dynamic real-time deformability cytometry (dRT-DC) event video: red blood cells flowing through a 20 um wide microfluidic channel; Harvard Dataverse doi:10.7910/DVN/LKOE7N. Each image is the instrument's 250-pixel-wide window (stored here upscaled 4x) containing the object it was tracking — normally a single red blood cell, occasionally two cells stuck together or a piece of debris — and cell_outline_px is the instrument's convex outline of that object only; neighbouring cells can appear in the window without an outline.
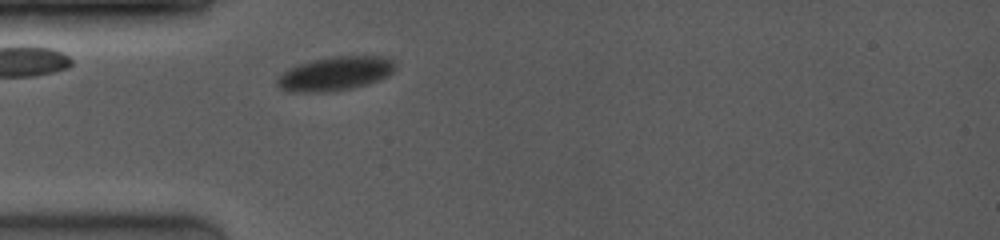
{"species": "common noctule bat (a hibernating species)", "species_latin": "Nyctalus noctula", "temperature_condition": "room temperature", "stored_images_in_passage": 53, "camera_frame_rate_fps": 4000, "um_per_image_px": 0.085, "animal": {"sex": "female", "body_mass_g": 19.0, "forearm_length_mm": 53.3}, "frame": {"image": 1, "passage_image": 1, "time_ms": 0.0, "image_size_px": [1000, 240], "cell_outline_px": [[396, 68], [388, 76], [380, 80], [368, 84], [352, 88], [332, 92], [284, 92], [276, 84], [276, 80], [284, 72], [300, 64], [316, 60], [340, 56], [380, 56], [392, 60], [396, 64]], "centroid_in_image_um": [28.52, 6.29], "position_along_channel_um": 56.5, "area_um2": 23.24}}
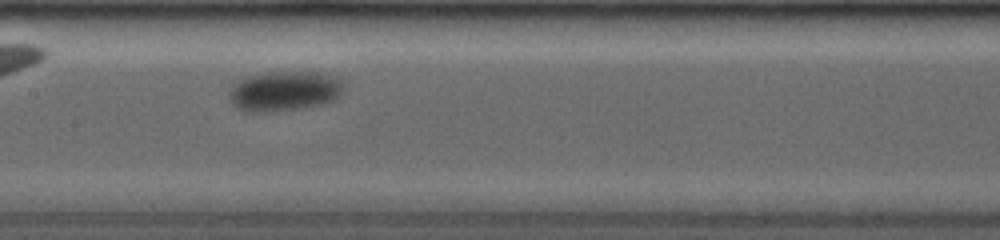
{"frame": {"image": 2, "passage_image": 13, "time_ms": 3.5, "image_size_px": [1000, 240], "cell_outline_px": [[340, 96], [336, 100], [324, 104], [276, 112], [244, 112], [236, 108], [232, 104], [228, 96], [228, 92], [232, 88], [244, 80], [256, 76], [292, 72], [320, 76], [336, 80], [340, 84]], "centroid_in_image_um": [24.08, 7.85], "position_along_channel_um": 183.3, "area_um2": 25.09}}
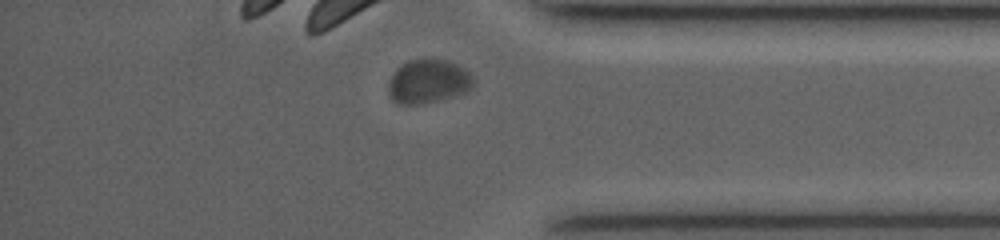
{"frame": {"image": 3, "passage_image": 45, "time_ms": 9.25, "image_size_px": [1000, 240], "cell_outline_px": [[472, 88], [456, 96], [424, 104], [396, 104], [392, 100], [388, 92], [388, 80], [396, 68], [408, 60], [424, 56], [444, 60], [456, 64], [468, 72], [472, 76]], "centroid_in_image_um": [36.34, 6.91], "position_along_channel_um": 398.9, "area_um2": 22.2}}